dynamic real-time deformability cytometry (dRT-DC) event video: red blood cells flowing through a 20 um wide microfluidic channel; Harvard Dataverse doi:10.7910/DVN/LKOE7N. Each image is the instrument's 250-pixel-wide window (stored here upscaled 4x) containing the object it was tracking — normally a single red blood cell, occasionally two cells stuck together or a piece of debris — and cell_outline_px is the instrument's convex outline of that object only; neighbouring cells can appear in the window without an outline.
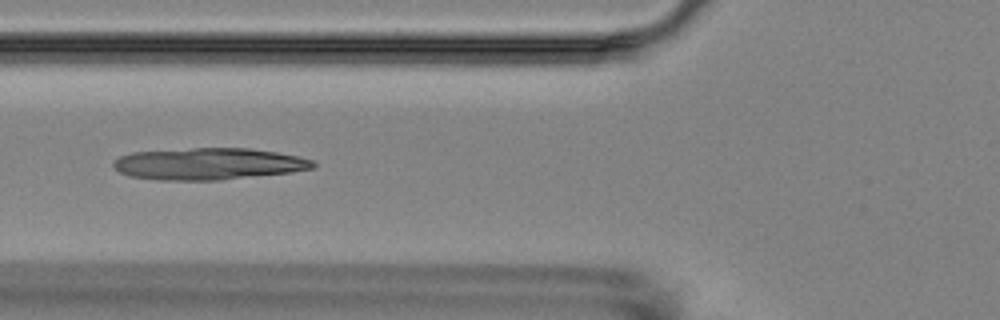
{"species": "Egyptian fruit bat (a non-hibernating species)", "species_latin": "Rousettus aegyptiacus", "temperature_condition": "room temperature", "stored_images_in_passage": 4, "camera_frame_rate_fps": 3000, "um_per_image_px": 0.085, "animal": {"sex": "female"}, "frame": {"image": 1, "passage_image": 2, "time_ms": 1.333, "image_size_px": [1000, 320], "cell_outline_px": [[316, 164], [312, 168], [292, 172], [220, 180], [156, 180], [128, 176], [120, 172], [112, 164], [120, 156], [132, 152], [192, 148], [248, 148], [276, 152], [296, 156], [312, 160]], "centroid_in_image_um": [17.7, 13.93], "position_along_channel_um": 108.1, "area_um2": 36.88}}
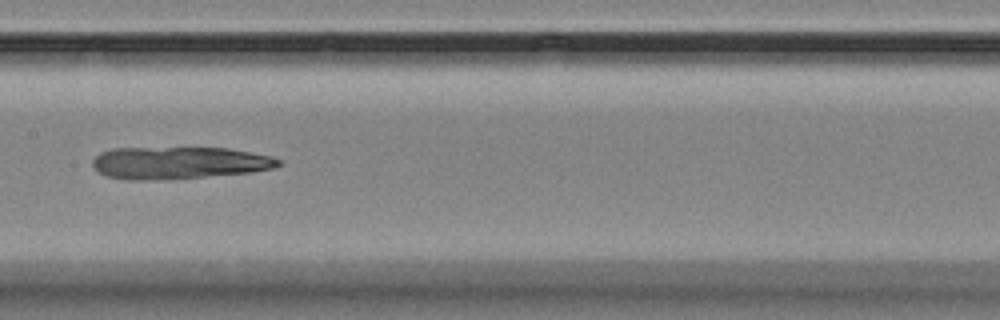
{"frame": {"image": 2, "passage_image": 4, "time_ms": 3.667, "image_size_px": [1000, 320], "cell_outline_px": [[280, 164], [276, 168], [252, 172], [204, 176], [144, 180], [124, 180], [108, 176], [92, 168], [92, 160], [100, 152], [112, 148], [228, 148], [272, 156], [280, 160]], "centroid_in_image_um": [15.19, 13.83], "position_along_channel_um": 192.2, "area_um2": 34.74}}